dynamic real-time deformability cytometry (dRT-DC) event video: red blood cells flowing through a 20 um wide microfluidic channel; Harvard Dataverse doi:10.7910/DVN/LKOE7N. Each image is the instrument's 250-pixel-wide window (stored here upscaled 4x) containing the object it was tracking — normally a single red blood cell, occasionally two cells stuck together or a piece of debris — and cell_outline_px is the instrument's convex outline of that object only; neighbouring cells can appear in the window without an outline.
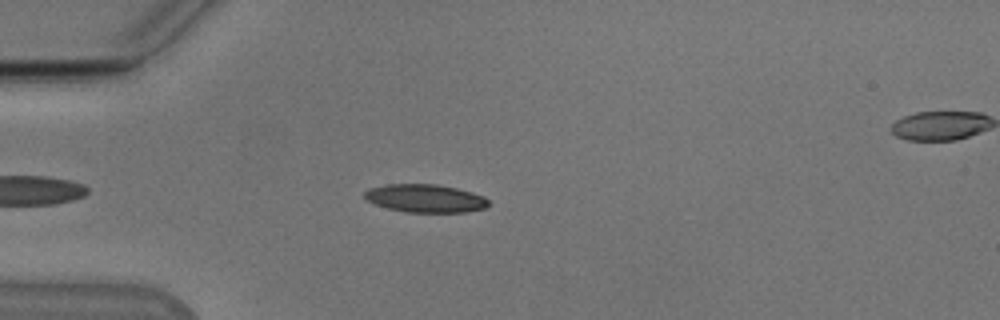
{"species": "Egyptian fruit bat (a non-hibernating species)", "species_latin": "Rousettus aegyptiacus", "temperature_condition": "cold", "stored_images_in_passage": 13, "camera_frame_rate_fps": 3000, "um_per_image_px": 0.085, "animal": {"sex": "male"}, "frame": {"image": 1, "passage_image": 7, "time_ms": 2.0, "image_size_px": [1000, 320], "cell_outline_px": [[488, 204], [484, 208], [464, 212], [404, 212], [388, 208], [376, 204], [368, 200], [364, 196], [364, 192], [368, 188], [388, 184], [436, 184], [456, 188], [472, 192], [484, 196], [488, 200]], "centroid_in_image_um": [36.14, 16.85], "position_along_channel_um": 48.9, "area_um2": 20.17}}